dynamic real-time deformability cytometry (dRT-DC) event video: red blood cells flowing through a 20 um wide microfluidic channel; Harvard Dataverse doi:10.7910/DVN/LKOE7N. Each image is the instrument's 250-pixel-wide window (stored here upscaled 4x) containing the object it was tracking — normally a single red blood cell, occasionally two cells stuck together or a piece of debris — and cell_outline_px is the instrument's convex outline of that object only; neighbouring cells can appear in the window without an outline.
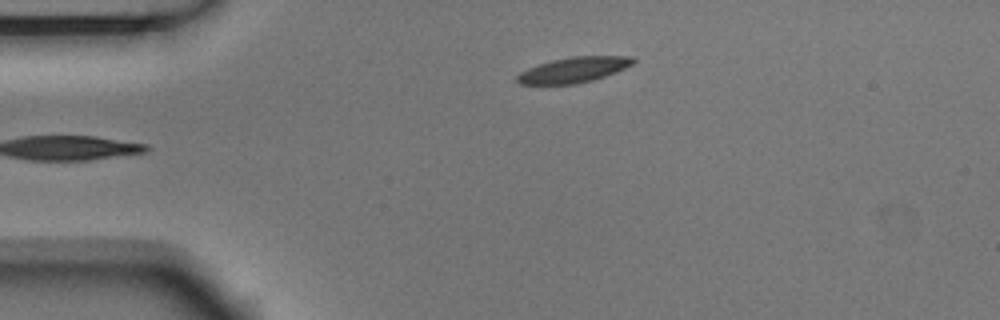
{"species": "Egyptian fruit bat (a non-hibernating species)", "species_latin": "Rousettus aegyptiacus", "temperature_condition": "room temperature", "stored_images_in_passage": 4, "camera_frame_rate_fps": 3000, "um_per_image_px": 0.085, "animal": {"sex": "male"}, "frame": {"image": 1, "passage_image": 4, "time_ms": 1.0, "image_size_px": [1000, 320], "cell_outline_px": [[636, 60], [632, 64], [616, 72], [592, 80], [576, 84], [520, 84], [516, 80], [516, 76], [520, 72], [528, 68], [552, 60], [572, 56], [632, 56]], "centroid_in_image_um": [48.76, 5.93], "position_along_channel_um": 36.2, "area_um2": 17.05}}